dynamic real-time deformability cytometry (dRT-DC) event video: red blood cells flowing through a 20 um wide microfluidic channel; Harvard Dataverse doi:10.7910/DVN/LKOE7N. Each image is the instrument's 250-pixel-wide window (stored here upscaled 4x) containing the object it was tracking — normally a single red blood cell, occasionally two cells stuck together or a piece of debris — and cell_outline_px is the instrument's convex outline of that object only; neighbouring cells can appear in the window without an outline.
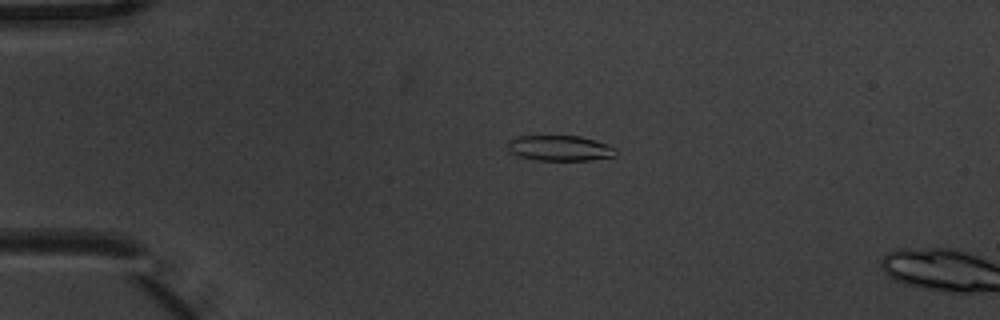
{"species": "common noctule bat (a hibernating species)", "species_latin": "Nyctalus noctula", "temperature_condition": "warm", "stored_images_in_passage": 5, "camera_frame_rate_fps": 3000, "um_per_image_px": 0.085, "animal": {"sex": "male", "body_mass_g": 20.1, "forearm_length_mm": 53.5}, "frame": {"image": 1, "passage_image": 4, "time_ms": 1.0, "image_size_px": [1000, 320], "cell_outline_px": [[616, 156], [588, 160], [536, 160], [520, 156], [508, 152], [508, 140], [520, 136], [580, 136], [616, 148]], "centroid_in_image_um": [47.55, 12.6], "position_along_channel_um": 37.5, "area_um2": 15.84}}